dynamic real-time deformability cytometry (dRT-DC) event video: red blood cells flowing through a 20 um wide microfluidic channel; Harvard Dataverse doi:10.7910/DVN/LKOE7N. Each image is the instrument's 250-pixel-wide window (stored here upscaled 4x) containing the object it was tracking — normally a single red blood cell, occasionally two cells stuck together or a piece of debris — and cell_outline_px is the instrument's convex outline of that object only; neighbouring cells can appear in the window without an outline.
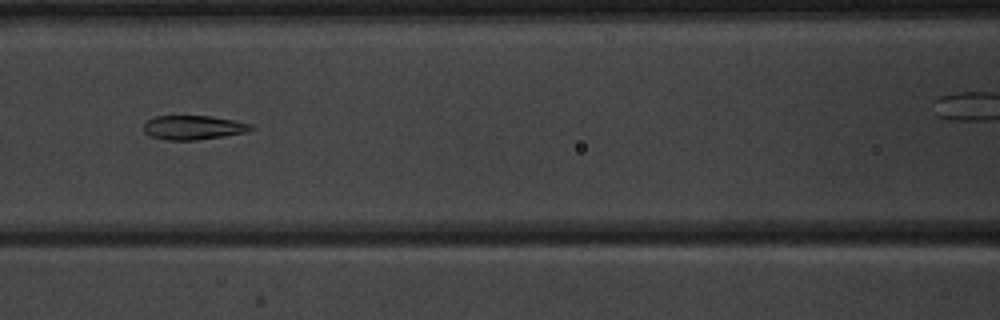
{"species": "common noctule bat (a hibernating species)", "species_latin": "Nyctalus noctula", "temperature_condition": "warm", "stored_images_in_passage": 6, "camera_frame_rate_fps": 3000, "um_per_image_px": 0.085, "animal": {"sex": "male", "body_mass_g": 20.1, "forearm_length_mm": 53.5}, "frame": {"image": 1, "passage_image": 5, "time_ms": 6.0, "image_size_px": [1000, 320], "cell_outline_px": [[256, 128], [248, 132], [224, 136], [196, 140], [164, 140], [152, 136], [144, 132], [144, 124], [148, 120], [156, 116], [212, 116], [252, 124]], "centroid_in_image_um": [16.47, 10.84], "position_along_channel_um": 150.1, "area_um2": 15.14}}